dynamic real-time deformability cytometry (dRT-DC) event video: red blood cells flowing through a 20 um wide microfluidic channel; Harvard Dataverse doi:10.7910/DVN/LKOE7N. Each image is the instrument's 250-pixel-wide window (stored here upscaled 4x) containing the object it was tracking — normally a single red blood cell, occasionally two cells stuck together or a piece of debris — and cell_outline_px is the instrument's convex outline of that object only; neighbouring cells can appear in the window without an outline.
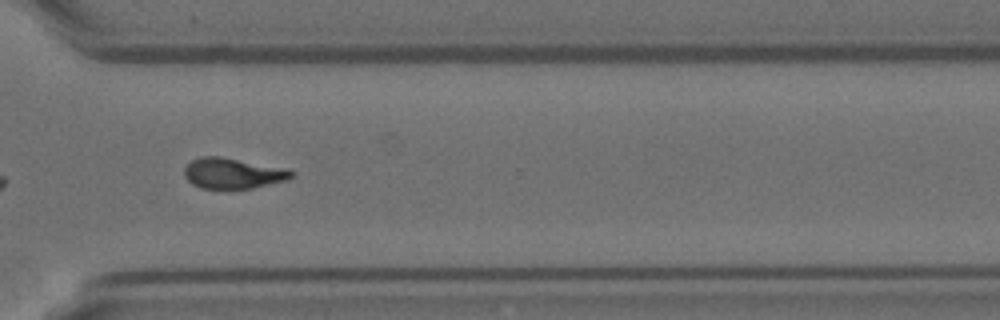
{"species": "Egyptian fruit bat (a non-hibernating species)", "species_latin": "Rousettus aegyptiacus", "temperature_condition": "room temperature", "stored_images_in_passage": 12, "camera_frame_rate_fps": 3000, "um_per_image_px": 0.085, "animal": {"sex": "female"}, "frame": {"image": 1, "passage_image": 9, "time_ms": 2.667, "image_size_px": [1000, 320], "cell_outline_px": [[296, 172], [288, 180], [252, 188], [200, 188], [192, 184], [184, 176], [184, 168], [192, 160], [200, 156], [220, 156], [288, 168]], "centroid_in_image_um": [19.82, 14.72], "position_along_channel_um": 350.8, "area_um2": 19.25}}